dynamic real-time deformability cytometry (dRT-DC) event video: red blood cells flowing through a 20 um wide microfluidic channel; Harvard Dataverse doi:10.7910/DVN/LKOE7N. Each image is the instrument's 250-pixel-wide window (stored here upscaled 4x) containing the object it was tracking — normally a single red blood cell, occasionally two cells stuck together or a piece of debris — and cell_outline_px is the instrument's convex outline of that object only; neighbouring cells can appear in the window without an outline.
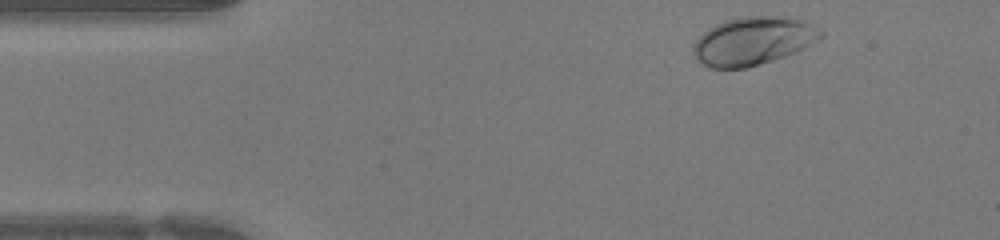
{"species": "human", "species_latin": "Homo sapiens", "temperature_condition": "warm", "stored_images_in_passage": 37, "camera_frame_rate_fps": 3000, "um_per_image_px": 0.085, "donor": {"sex": "female"}, "frame": {"image": 1, "passage_image": 1, "time_ms": 0.0, "image_size_px": [1000, 240], "cell_outline_px": [[824, 36], [804, 48], [784, 56], [760, 64], [744, 68], [712, 68], [696, 60], [692, 52], [692, 44], [708, 28], [716, 24], [728, 20], [744, 16], [796, 16], [804, 20], [824, 32]], "centroid_in_image_um": [64.02, 3.46], "position_along_channel_um": 21.0, "area_um2": 35.89}}
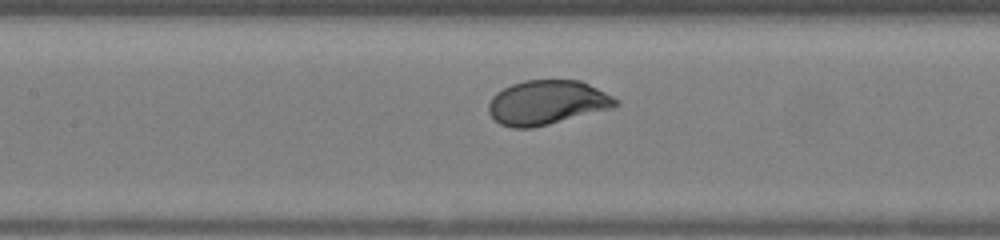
{"frame": {"image": 2, "passage_image": 14, "time_ms": 4.333, "image_size_px": [1000, 240], "cell_outline_px": [[620, 104], [612, 108], [532, 128], [512, 128], [500, 124], [488, 112], [488, 104], [492, 96], [496, 92], [512, 84], [524, 80], [580, 80], [620, 100]], "centroid_in_image_um": [46.48, 8.71], "position_along_channel_um": 160.9, "area_um2": 32.71}}
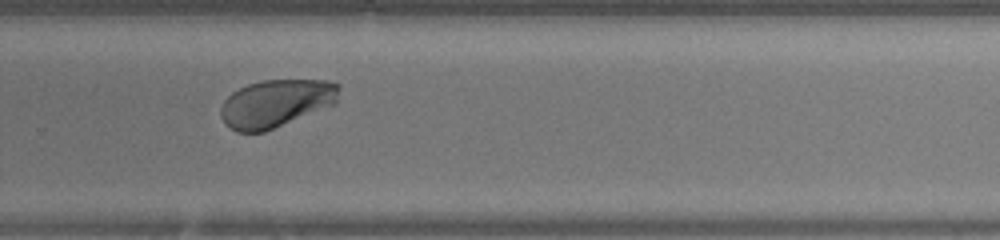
{"frame": {"image": 3, "passage_image": 23, "time_ms": 7.333, "image_size_px": [1000, 240], "cell_outline_px": [[340, 88], [336, 104], [264, 132], [236, 132], [224, 124], [220, 116], [220, 108], [224, 100], [232, 92], [248, 84], [260, 80], [332, 80], [340, 84]], "centroid_in_image_um": [23.47, 8.78], "position_along_channel_um": 306.3, "area_um2": 33.23}}